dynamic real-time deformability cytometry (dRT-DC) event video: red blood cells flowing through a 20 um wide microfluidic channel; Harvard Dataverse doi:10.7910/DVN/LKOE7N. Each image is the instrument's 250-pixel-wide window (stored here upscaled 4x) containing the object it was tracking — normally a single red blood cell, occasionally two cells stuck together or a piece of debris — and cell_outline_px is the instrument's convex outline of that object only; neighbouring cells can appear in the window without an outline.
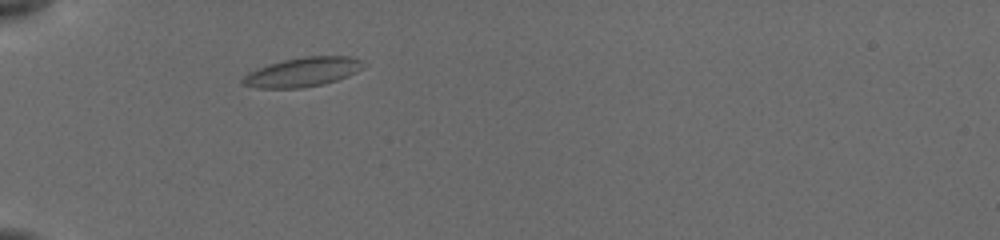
{"species": "common noctule bat (a hibernating species)", "species_latin": "Nyctalus noctula", "temperature_condition": "cold", "stored_images_in_passage": 6, "camera_frame_rate_fps": 3000, "um_per_image_px": 0.085, "animal": {"sex": "female", "body_mass_g": 19.5, "forearm_length_mm": 54.1}, "frame": {"image": 1, "passage_image": 2, "time_ms": 0.667, "image_size_px": [1000, 240], "cell_outline_px": [[364, 60], [360, 68], [356, 72], [348, 76], [324, 84], [300, 88], [256, 88], [244, 84], [240, 80], [248, 72], [256, 68], [268, 64], [284, 60], [304, 56], [348, 56]], "centroid_in_image_um": [25.69, 6.12], "position_along_channel_um": 59.3, "area_um2": 20.52}}
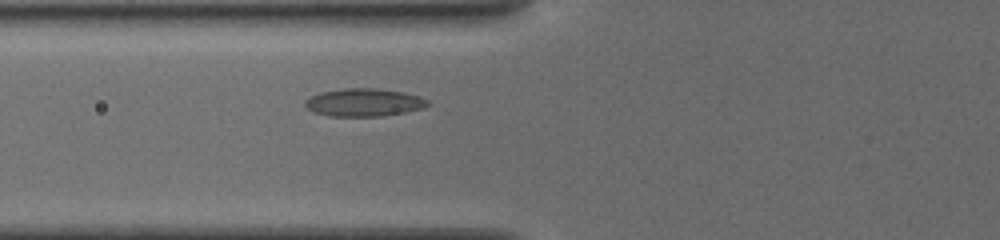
{"frame": {"image": 2, "passage_image": 6, "time_ms": 2.0, "image_size_px": [1000, 240], "cell_outline_px": [[432, 104], [424, 108], [404, 112], [380, 116], [332, 116], [316, 112], [308, 108], [304, 104], [304, 100], [320, 92], [344, 88], [376, 88], [404, 92], [428, 100]], "centroid_in_image_um": [30.96, 8.7], "position_along_channel_um": 94.8, "area_um2": 19.77}}